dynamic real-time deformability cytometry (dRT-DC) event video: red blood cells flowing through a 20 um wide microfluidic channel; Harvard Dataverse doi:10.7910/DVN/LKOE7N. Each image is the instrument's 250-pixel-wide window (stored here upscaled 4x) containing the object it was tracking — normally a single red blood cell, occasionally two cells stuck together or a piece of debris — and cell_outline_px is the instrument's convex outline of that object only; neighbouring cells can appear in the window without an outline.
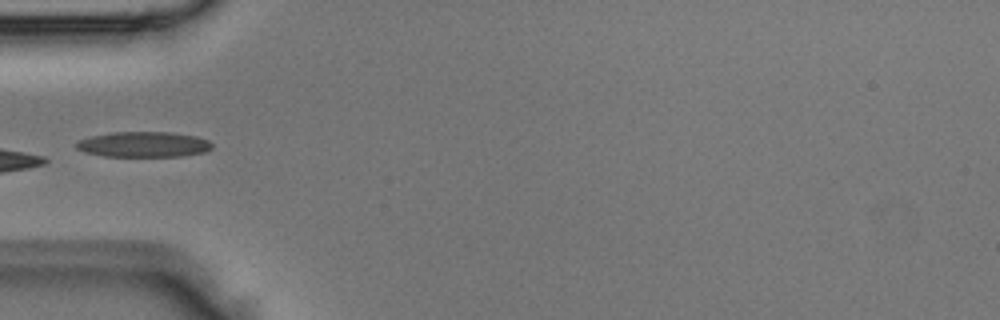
{"species": "Egyptian fruit bat (a non-hibernating species)", "species_latin": "Rousettus aegyptiacus", "temperature_condition": "room temperature", "stored_images_in_passage": 5, "camera_frame_rate_fps": 3000, "um_per_image_px": 0.085, "animal": {"sex": "male"}, "frame": {"image": 1, "passage_image": 5, "time_ms": 1.333, "image_size_px": [1000, 320], "cell_outline_px": [[212, 148], [204, 152], [180, 156], [104, 156], [84, 152], [76, 148], [76, 140], [92, 136], [112, 132], [172, 132], [196, 136], [208, 140], [212, 144]], "centroid_in_image_um": [12.19, 12.27], "position_along_channel_um": 72.8, "area_um2": 20.11}}